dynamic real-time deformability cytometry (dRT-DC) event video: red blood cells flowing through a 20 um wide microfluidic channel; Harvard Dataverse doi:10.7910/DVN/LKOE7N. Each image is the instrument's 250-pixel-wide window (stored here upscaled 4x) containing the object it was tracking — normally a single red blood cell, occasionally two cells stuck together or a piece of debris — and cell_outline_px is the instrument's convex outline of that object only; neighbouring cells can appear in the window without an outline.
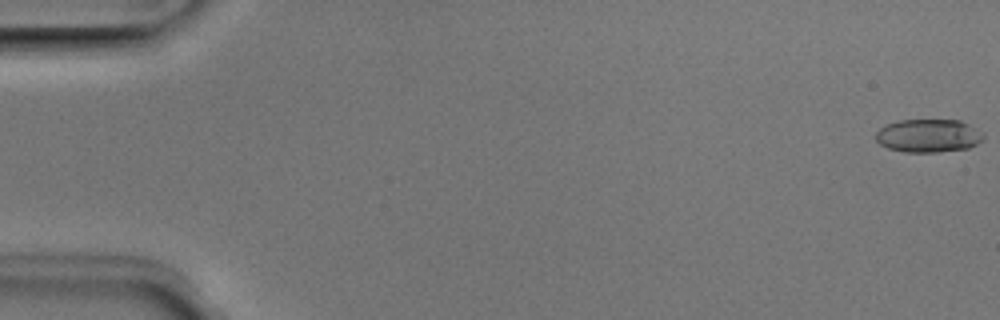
{"species": "Egyptian fruit bat (a non-hibernating species)", "species_latin": "Rousettus aegyptiacus", "temperature_condition": "room temperature", "stored_images_in_passage": 52, "camera_frame_rate_fps": 3000, "um_per_image_px": 0.085, "animal": {"sex": "male"}, "frame": {"image": 1, "passage_image": 1, "time_ms": 0.0, "image_size_px": [1000, 320], "cell_outline_px": [[984, 140], [968, 148], [936, 152], [904, 152], [888, 148], [880, 144], [876, 140], [876, 132], [880, 128], [888, 124], [900, 120], [960, 120], [968, 124], [984, 136]], "centroid_in_image_um": [78.89, 11.54], "position_along_channel_um": 6.1, "area_um2": 20.63}}
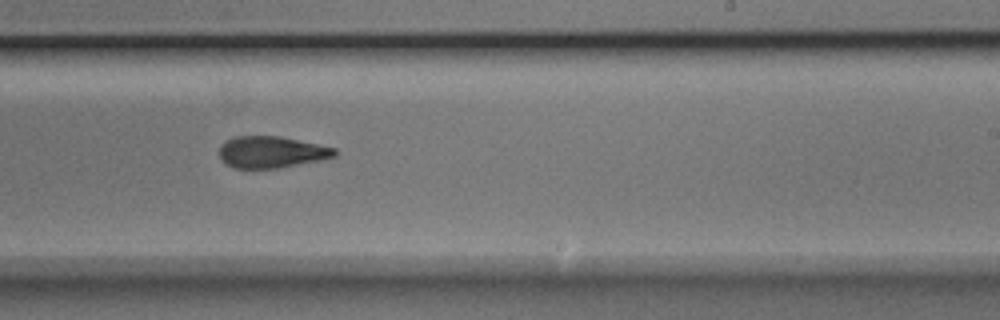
{"frame": {"image": 2, "passage_image": 32, "time_ms": 10.333, "image_size_px": [1000, 320], "cell_outline_px": [[336, 156], [276, 168], [232, 168], [224, 164], [220, 160], [220, 148], [224, 140], [232, 136], [280, 136], [336, 148]], "centroid_in_image_um": [22.99, 12.91], "position_along_channel_um": 266.0, "area_um2": 21.15}}
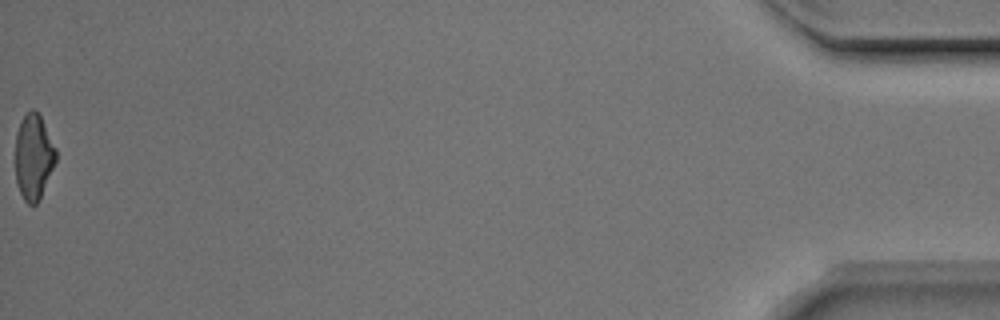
{"frame": {"image": 3, "passage_image": 52, "time_ms": 17.0, "image_size_px": [1000, 320], "cell_outline_px": [[56, 160], [40, 196], [36, 204], [28, 204], [24, 200], [16, 184], [16, 132], [20, 120], [32, 108], [40, 116], [56, 148]], "centroid_in_image_um": [2.84, 13.32], "position_along_channel_um": 432.4, "area_um2": 19.83}, "authors_computed_cell_mechanics": {"area_um2": 21.7617, "velocity_mm_per_s": 3.9899, "shape_relaxation_time_tau1_ms": 4.0897, "shape_relaxation_time_tau2_ms": 3.4481, "deformation_change_tau1": 0.1554, "deformation_change_tau2": 0.1298}}